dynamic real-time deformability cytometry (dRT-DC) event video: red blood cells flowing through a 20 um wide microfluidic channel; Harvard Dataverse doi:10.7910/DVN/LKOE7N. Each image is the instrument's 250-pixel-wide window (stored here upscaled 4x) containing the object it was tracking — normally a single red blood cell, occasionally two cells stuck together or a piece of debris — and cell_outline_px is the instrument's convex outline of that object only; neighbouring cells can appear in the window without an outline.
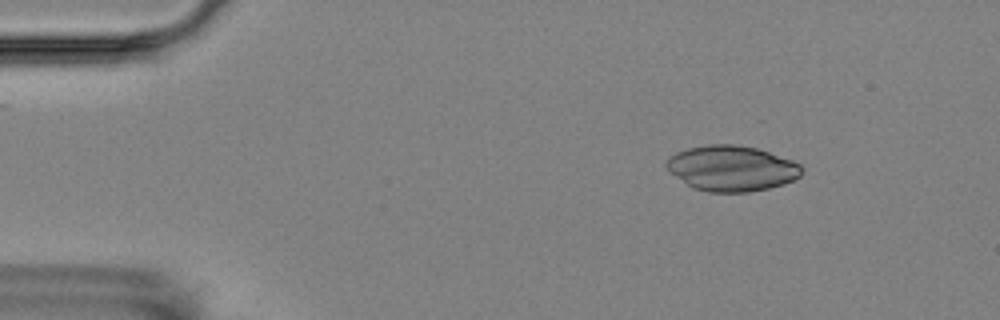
{"species": "Egyptian fruit bat (a non-hibernating species)", "species_latin": "Rousettus aegyptiacus", "temperature_condition": "room temperature", "stored_images_in_passage": 6, "camera_frame_rate_fps": 3000, "um_per_image_px": 0.085, "animal": {"sex": "female"}, "frame": {"image": 1, "passage_image": 3, "time_ms": 2.0, "image_size_px": [1000, 320], "cell_outline_px": [[804, 172], [800, 176], [784, 184], [768, 188], [748, 192], [708, 192], [696, 188], [688, 184], [676, 176], [664, 164], [668, 156], [676, 152], [688, 148], [708, 144], [736, 144], [756, 148], [792, 160], [800, 164], [804, 168]], "centroid_in_image_um": [62.21, 14.3], "position_along_channel_um": 22.8, "area_um2": 35.78}}